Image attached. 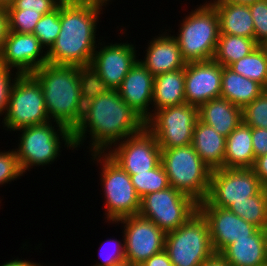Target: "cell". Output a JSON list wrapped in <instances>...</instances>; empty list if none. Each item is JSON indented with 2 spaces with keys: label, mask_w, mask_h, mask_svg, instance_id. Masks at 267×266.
<instances>
[{
  "label": "cell",
  "mask_w": 267,
  "mask_h": 266,
  "mask_svg": "<svg viewBox=\"0 0 267 266\" xmlns=\"http://www.w3.org/2000/svg\"><path fill=\"white\" fill-rule=\"evenodd\" d=\"M106 6L60 4L61 29L47 51L48 63L88 69L97 43L102 41L96 37V32Z\"/></svg>",
  "instance_id": "obj_2"
},
{
  "label": "cell",
  "mask_w": 267,
  "mask_h": 266,
  "mask_svg": "<svg viewBox=\"0 0 267 266\" xmlns=\"http://www.w3.org/2000/svg\"><path fill=\"white\" fill-rule=\"evenodd\" d=\"M117 266H138V265H133V264L125 262V263L117 265Z\"/></svg>",
  "instance_id": "obj_49"
},
{
  "label": "cell",
  "mask_w": 267,
  "mask_h": 266,
  "mask_svg": "<svg viewBox=\"0 0 267 266\" xmlns=\"http://www.w3.org/2000/svg\"><path fill=\"white\" fill-rule=\"evenodd\" d=\"M164 250L173 266H201L215 254L208 222L199 210L176 230L166 233Z\"/></svg>",
  "instance_id": "obj_8"
},
{
  "label": "cell",
  "mask_w": 267,
  "mask_h": 266,
  "mask_svg": "<svg viewBox=\"0 0 267 266\" xmlns=\"http://www.w3.org/2000/svg\"><path fill=\"white\" fill-rule=\"evenodd\" d=\"M0 266H53V265H46V264H44V263H38V262H33V261H29V260H26V259H19V257L18 258H16V259H11V260H9V261H7V262H5V263H3L2 265H0Z\"/></svg>",
  "instance_id": "obj_44"
},
{
  "label": "cell",
  "mask_w": 267,
  "mask_h": 266,
  "mask_svg": "<svg viewBox=\"0 0 267 266\" xmlns=\"http://www.w3.org/2000/svg\"><path fill=\"white\" fill-rule=\"evenodd\" d=\"M201 266H230V264L220 254L215 253Z\"/></svg>",
  "instance_id": "obj_46"
},
{
  "label": "cell",
  "mask_w": 267,
  "mask_h": 266,
  "mask_svg": "<svg viewBox=\"0 0 267 266\" xmlns=\"http://www.w3.org/2000/svg\"><path fill=\"white\" fill-rule=\"evenodd\" d=\"M154 76L138 60L117 89L125 103L145 122L152 116Z\"/></svg>",
  "instance_id": "obj_19"
},
{
  "label": "cell",
  "mask_w": 267,
  "mask_h": 266,
  "mask_svg": "<svg viewBox=\"0 0 267 266\" xmlns=\"http://www.w3.org/2000/svg\"><path fill=\"white\" fill-rule=\"evenodd\" d=\"M8 31L16 33H33L42 15L39 12H24V10H7Z\"/></svg>",
  "instance_id": "obj_34"
},
{
  "label": "cell",
  "mask_w": 267,
  "mask_h": 266,
  "mask_svg": "<svg viewBox=\"0 0 267 266\" xmlns=\"http://www.w3.org/2000/svg\"><path fill=\"white\" fill-rule=\"evenodd\" d=\"M107 154L129 175L150 171L161 163V148L146 127L115 144Z\"/></svg>",
  "instance_id": "obj_15"
},
{
  "label": "cell",
  "mask_w": 267,
  "mask_h": 266,
  "mask_svg": "<svg viewBox=\"0 0 267 266\" xmlns=\"http://www.w3.org/2000/svg\"><path fill=\"white\" fill-rule=\"evenodd\" d=\"M228 209L259 229H267V188L263 187L247 201L233 202Z\"/></svg>",
  "instance_id": "obj_30"
},
{
  "label": "cell",
  "mask_w": 267,
  "mask_h": 266,
  "mask_svg": "<svg viewBox=\"0 0 267 266\" xmlns=\"http://www.w3.org/2000/svg\"><path fill=\"white\" fill-rule=\"evenodd\" d=\"M219 17L220 34L254 39V22L249 5L240 3H210Z\"/></svg>",
  "instance_id": "obj_25"
},
{
  "label": "cell",
  "mask_w": 267,
  "mask_h": 266,
  "mask_svg": "<svg viewBox=\"0 0 267 266\" xmlns=\"http://www.w3.org/2000/svg\"><path fill=\"white\" fill-rule=\"evenodd\" d=\"M195 8L178 25L177 36L174 34L187 63L213 60L220 35L216 9L207 0Z\"/></svg>",
  "instance_id": "obj_5"
},
{
  "label": "cell",
  "mask_w": 267,
  "mask_h": 266,
  "mask_svg": "<svg viewBox=\"0 0 267 266\" xmlns=\"http://www.w3.org/2000/svg\"><path fill=\"white\" fill-rule=\"evenodd\" d=\"M199 120L227 137L242 121V109L222 97L198 107Z\"/></svg>",
  "instance_id": "obj_22"
},
{
  "label": "cell",
  "mask_w": 267,
  "mask_h": 266,
  "mask_svg": "<svg viewBox=\"0 0 267 266\" xmlns=\"http://www.w3.org/2000/svg\"><path fill=\"white\" fill-rule=\"evenodd\" d=\"M120 223L127 263L140 266L151 256L164 250L166 233L154 222L136 214L112 224L117 226Z\"/></svg>",
  "instance_id": "obj_14"
},
{
  "label": "cell",
  "mask_w": 267,
  "mask_h": 266,
  "mask_svg": "<svg viewBox=\"0 0 267 266\" xmlns=\"http://www.w3.org/2000/svg\"><path fill=\"white\" fill-rule=\"evenodd\" d=\"M264 90L265 88L258 82L223 66L220 97L243 109L259 97Z\"/></svg>",
  "instance_id": "obj_26"
},
{
  "label": "cell",
  "mask_w": 267,
  "mask_h": 266,
  "mask_svg": "<svg viewBox=\"0 0 267 266\" xmlns=\"http://www.w3.org/2000/svg\"><path fill=\"white\" fill-rule=\"evenodd\" d=\"M105 247L109 248L105 249ZM104 249L106 250L105 252H103ZM99 257L101 258V260L98 263H95V265L93 266H117L125 263L126 258H125L124 236L122 235V240L120 241L113 238V239H107L106 241L101 243V247L99 250Z\"/></svg>",
  "instance_id": "obj_35"
},
{
  "label": "cell",
  "mask_w": 267,
  "mask_h": 266,
  "mask_svg": "<svg viewBox=\"0 0 267 266\" xmlns=\"http://www.w3.org/2000/svg\"><path fill=\"white\" fill-rule=\"evenodd\" d=\"M223 66L214 60L188 62L185 65L186 103L199 107L221 94Z\"/></svg>",
  "instance_id": "obj_18"
},
{
  "label": "cell",
  "mask_w": 267,
  "mask_h": 266,
  "mask_svg": "<svg viewBox=\"0 0 267 266\" xmlns=\"http://www.w3.org/2000/svg\"><path fill=\"white\" fill-rule=\"evenodd\" d=\"M8 33V13L5 8L0 7V53L2 51L4 40Z\"/></svg>",
  "instance_id": "obj_43"
},
{
  "label": "cell",
  "mask_w": 267,
  "mask_h": 266,
  "mask_svg": "<svg viewBox=\"0 0 267 266\" xmlns=\"http://www.w3.org/2000/svg\"><path fill=\"white\" fill-rule=\"evenodd\" d=\"M251 135L255 158L267 154V129L251 127Z\"/></svg>",
  "instance_id": "obj_40"
},
{
  "label": "cell",
  "mask_w": 267,
  "mask_h": 266,
  "mask_svg": "<svg viewBox=\"0 0 267 266\" xmlns=\"http://www.w3.org/2000/svg\"><path fill=\"white\" fill-rule=\"evenodd\" d=\"M61 29L60 4L51 12L42 15L35 26L33 34L48 51L56 41Z\"/></svg>",
  "instance_id": "obj_32"
},
{
  "label": "cell",
  "mask_w": 267,
  "mask_h": 266,
  "mask_svg": "<svg viewBox=\"0 0 267 266\" xmlns=\"http://www.w3.org/2000/svg\"><path fill=\"white\" fill-rule=\"evenodd\" d=\"M257 0H210L208 1L209 3H240V4H245L249 5L254 3Z\"/></svg>",
  "instance_id": "obj_47"
},
{
  "label": "cell",
  "mask_w": 267,
  "mask_h": 266,
  "mask_svg": "<svg viewBox=\"0 0 267 266\" xmlns=\"http://www.w3.org/2000/svg\"><path fill=\"white\" fill-rule=\"evenodd\" d=\"M192 146L211 170L224 168L226 137L199 119L193 129Z\"/></svg>",
  "instance_id": "obj_23"
},
{
  "label": "cell",
  "mask_w": 267,
  "mask_h": 266,
  "mask_svg": "<svg viewBox=\"0 0 267 266\" xmlns=\"http://www.w3.org/2000/svg\"><path fill=\"white\" fill-rule=\"evenodd\" d=\"M263 188L252 168L212 170L206 200L214 207L228 208L233 202L247 201Z\"/></svg>",
  "instance_id": "obj_13"
},
{
  "label": "cell",
  "mask_w": 267,
  "mask_h": 266,
  "mask_svg": "<svg viewBox=\"0 0 267 266\" xmlns=\"http://www.w3.org/2000/svg\"><path fill=\"white\" fill-rule=\"evenodd\" d=\"M198 119V107L183 103L157 110L145 127L156 137L161 149H170L192 144Z\"/></svg>",
  "instance_id": "obj_12"
},
{
  "label": "cell",
  "mask_w": 267,
  "mask_h": 266,
  "mask_svg": "<svg viewBox=\"0 0 267 266\" xmlns=\"http://www.w3.org/2000/svg\"><path fill=\"white\" fill-rule=\"evenodd\" d=\"M32 75L41 85L50 120L73 132L84 111L85 95L90 85L88 69L46 63Z\"/></svg>",
  "instance_id": "obj_3"
},
{
  "label": "cell",
  "mask_w": 267,
  "mask_h": 266,
  "mask_svg": "<svg viewBox=\"0 0 267 266\" xmlns=\"http://www.w3.org/2000/svg\"><path fill=\"white\" fill-rule=\"evenodd\" d=\"M97 46L88 68L90 85L117 90L127 73L139 60L136 45L128 43L127 40L125 43L121 41L114 44L102 41Z\"/></svg>",
  "instance_id": "obj_10"
},
{
  "label": "cell",
  "mask_w": 267,
  "mask_h": 266,
  "mask_svg": "<svg viewBox=\"0 0 267 266\" xmlns=\"http://www.w3.org/2000/svg\"><path fill=\"white\" fill-rule=\"evenodd\" d=\"M171 29H165L162 34L153 37L147 43L144 59H139L142 65L155 77L159 74L185 68L179 43L169 33ZM168 31V32H167Z\"/></svg>",
  "instance_id": "obj_20"
},
{
  "label": "cell",
  "mask_w": 267,
  "mask_h": 266,
  "mask_svg": "<svg viewBox=\"0 0 267 266\" xmlns=\"http://www.w3.org/2000/svg\"><path fill=\"white\" fill-rule=\"evenodd\" d=\"M198 210L208 222L212 247L217 254L236 239L248 238L258 229L228 208L214 207L207 200L198 203Z\"/></svg>",
  "instance_id": "obj_17"
},
{
  "label": "cell",
  "mask_w": 267,
  "mask_h": 266,
  "mask_svg": "<svg viewBox=\"0 0 267 266\" xmlns=\"http://www.w3.org/2000/svg\"><path fill=\"white\" fill-rule=\"evenodd\" d=\"M161 163L171 187L198 203L206 200L212 170L202 161L192 144L161 149Z\"/></svg>",
  "instance_id": "obj_6"
},
{
  "label": "cell",
  "mask_w": 267,
  "mask_h": 266,
  "mask_svg": "<svg viewBox=\"0 0 267 266\" xmlns=\"http://www.w3.org/2000/svg\"><path fill=\"white\" fill-rule=\"evenodd\" d=\"M254 162L251 127L242 121L226 137L224 168H252Z\"/></svg>",
  "instance_id": "obj_27"
},
{
  "label": "cell",
  "mask_w": 267,
  "mask_h": 266,
  "mask_svg": "<svg viewBox=\"0 0 267 266\" xmlns=\"http://www.w3.org/2000/svg\"><path fill=\"white\" fill-rule=\"evenodd\" d=\"M18 132L21 133L16 144L18 148L14 150L23 174L33 167L36 169L54 163L63 147L75 149L72 132L57 122L49 121L19 129Z\"/></svg>",
  "instance_id": "obj_4"
},
{
  "label": "cell",
  "mask_w": 267,
  "mask_h": 266,
  "mask_svg": "<svg viewBox=\"0 0 267 266\" xmlns=\"http://www.w3.org/2000/svg\"><path fill=\"white\" fill-rule=\"evenodd\" d=\"M258 46L252 38L220 34L213 60L222 66L229 67L232 63L249 55Z\"/></svg>",
  "instance_id": "obj_28"
},
{
  "label": "cell",
  "mask_w": 267,
  "mask_h": 266,
  "mask_svg": "<svg viewBox=\"0 0 267 266\" xmlns=\"http://www.w3.org/2000/svg\"><path fill=\"white\" fill-rule=\"evenodd\" d=\"M49 121L40 83L32 74H20L11 89L1 124L5 130L17 133L19 129Z\"/></svg>",
  "instance_id": "obj_9"
},
{
  "label": "cell",
  "mask_w": 267,
  "mask_h": 266,
  "mask_svg": "<svg viewBox=\"0 0 267 266\" xmlns=\"http://www.w3.org/2000/svg\"><path fill=\"white\" fill-rule=\"evenodd\" d=\"M144 127L145 121L125 103L117 90L89 85L81 121L72 132L74 148L78 151L89 137V155L107 153L115 144Z\"/></svg>",
  "instance_id": "obj_1"
},
{
  "label": "cell",
  "mask_w": 267,
  "mask_h": 266,
  "mask_svg": "<svg viewBox=\"0 0 267 266\" xmlns=\"http://www.w3.org/2000/svg\"><path fill=\"white\" fill-rule=\"evenodd\" d=\"M230 266H267V229L236 239L219 253Z\"/></svg>",
  "instance_id": "obj_21"
},
{
  "label": "cell",
  "mask_w": 267,
  "mask_h": 266,
  "mask_svg": "<svg viewBox=\"0 0 267 266\" xmlns=\"http://www.w3.org/2000/svg\"><path fill=\"white\" fill-rule=\"evenodd\" d=\"M256 176L259 178L260 183L264 188H267V154L255 158L252 167Z\"/></svg>",
  "instance_id": "obj_41"
},
{
  "label": "cell",
  "mask_w": 267,
  "mask_h": 266,
  "mask_svg": "<svg viewBox=\"0 0 267 266\" xmlns=\"http://www.w3.org/2000/svg\"><path fill=\"white\" fill-rule=\"evenodd\" d=\"M229 68L267 89V46L259 45L249 55L232 63Z\"/></svg>",
  "instance_id": "obj_29"
},
{
  "label": "cell",
  "mask_w": 267,
  "mask_h": 266,
  "mask_svg": "<svg viewBox=\"0 0 267 266\" xmlns=\"http://www.w3.org/2000/svg\"><path fill=\"white\" fill-rule=\"evenodd\" d=\"M58 5V0H15L6 10H24V12H39L44 15L54 10Z\"/></svg>",
  "instance_id": "obj_39"
},
{
  "label": "cell",
  "mask_w": 267,
  "mask_h": 266,
  "mask_svg": "<svg viewBox=\"0 0 267 266\" xmlns=\"http://www.w3.org/2000/svg\"><path fill=\"white\" fill-rule=\"evenodd\" d=\"M198 211V202L169 186L140 199L139 215L154 222L165 233L176 230Z\"/></svg>",
  "instance_id": "obj_11"
},
{
  "label": "cell",
  "mask_w": 267,
  "mask_h": 266,
  "mask_svg": "<svg viewBox=\"0 0 267 266\" xmlns=\"http://www.w3.org/2000/svg\"><path fill=\"white\" fill-rule=\"evenodd\" d=\"M91 156L90 160L93 163L101 165L99 180L105 200V222L115 223L119 219L139 214L140 197L135 191L130 175L107 153H91Z\"/></svg>",
  "instance_id": "obj_7"
},
{
  "label": "cell",
  "mask_w": 267,
  "mask_h": 266,
  "mask_svg": "<svg viewBox=\"0 0 267 266\" xmlns=\"http://www.w3.org/2000/svg\"><path fill=\"white\" fill-rule=\"evenodd\" d=\"M131 182L140 199L150 193L168 188V177L162 163L150 171L130 175Z\"/></svg>",
  "instance_id": "obj_31"
},
{
  "label": "cell",
  "mask_w": 267,
  "mask_h": 266,
  "mask_svg": "<svg viewBox=\"0 0 267 266\" xmlns=\"http://www.w3.org/2000/svg\"><path fill=\"white\" fill-rule=\"evenodd\" d=\"M23 175L15 150H0V186L21 179Z\"/></svg>",
  "instance_id": "obj_37"
},
{
  "label": "cell",
  "mask_w": 267,
  "mask_h": 266,
  "mask_svg": "<svg viewBox=\"0 0 267 266\" xmlns=\"http://www.w3.org/2000/svg\"><path fill=\"white\" fill-rule=\"evenodd\" d=\"M185 68L154 77L152 115L160 109L186 103Z\"/></svg>",
  "instance_id": "obj_24"
},
{
  "label": "cell",
  "mask_w": 267,
  "mask_h": 266,
  "mask_svg": "<svg viewBox=\"0 0 267 266\" xmlns=\"http://www.w3.org/2000/svg\"><path fill=\"white\" fill-rule=\"evenodd\" d=\"M59 4L109 5L107 0H58Z\"/></svg>",
  "instance_id": "obj_45"
},
{
  "label": "cell",
  "mask_w": 267,
  "mask_h": 266,
  "mask_svg": "<svg viewBox=\"0 0 267 266\" xmlns=\"http://www.w3.org/2000/svg\"><path fill=\"white\" fill-rule=\"evenodd\" d=\"M242 118L250 127L267 129V89L242 109Z\"/></svg>",
  "instance_id": "obj_33"
},
{
  "label": "cell",
  "mask_w": 267,
  "mask_h": 266,
  "mask_svg": "<svg viewBox=\"0 0 267 266\" xmlns=\"http://www.w3.org/2000/svg\"><path fill=\"white\" fill-rule=\"evenodd\" d=\"M140 266H173L165 250L154 254L144 261Z\"/></svg>",
  "instance_id": "obj_42"
},
{
  "label": "cell",
  "mask_w": 267,
  "mask_h": 266,
  "mask_svg": "<svg viewBox=\"0 0 267 266\" xmlns=\"http://www.w3.org/2000/svg\"><path fill=\"white\" fill-rule=\"evenodd\" d=\"M254 22V39L258 45L267 46V0L249 4Z\"/></svg>",
  "instance_id": "obj_36"
},
{
  "label": "cell",
  "mask_w": 267,
  "mask_h": 266,
  "mask_svg": "<svg viewBox=\"0 0 267 266\" xmlns=\"http://www.w3.org/2000/svg\"><path fill=\"white\" fill-rule=\"evenodd\" d=\"M15 0H0V7L1 8H7L13 4Z\"/></svg>",
  "instance_id": "obj_48"
},
{
  "label": "cell",
  "mask_w": 267,
  "mask_h": 266,
  "mask_svg": "<svg viewBox=\"0 0 267 266\" xmlns=\"http://www.w3.org/2000/svg\"><path fill=\"white\" fill-rule=\"evenodd\" d=\"M0 64V119L7 111L11 89L16 78L20 75L17 71Z\"/></svg>",
  "instance_id": "obj_38"
},
{
  "label": "cell",
  "mask_w": 267,
  "mask_h": 266,
  "mask_svg": "<svg viewBox=\"0 0 267 266\" xmlns=\"http://www.w3.org/2000/svg\"><path fill=\"white\" fill-rule=\"evenodd\" d=\"M46 63L47 51L33 33L8 31L0 53L1 65L20 74H32Z\"/></svg>",
  "instance_id": "obj_16"
}]
</instances>
